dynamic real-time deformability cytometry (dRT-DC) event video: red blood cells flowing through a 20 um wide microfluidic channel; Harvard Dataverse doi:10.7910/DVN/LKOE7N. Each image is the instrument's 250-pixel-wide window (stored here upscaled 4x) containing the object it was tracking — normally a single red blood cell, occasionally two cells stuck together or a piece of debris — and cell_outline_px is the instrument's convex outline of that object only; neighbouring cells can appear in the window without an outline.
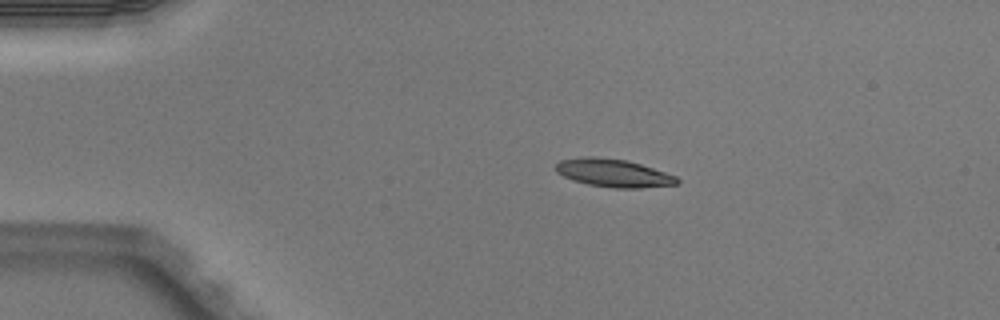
{"species": "Egyptian fruit bat (a non-hibernating species)", "species_latin": "Rousettus aegyptiacus", "temperature_condition": "warm", "stored_images_in_passage": 4, "camera_frame_rate_fps": 3000, "um_per_image_px": 0.085, "animal": {"sex": "male"}, "frame": {"image": 1, "passage_image": 1, "time_ms": 0.0, "image_size_px": [1000, 320], "cell_outline_px": [[680, 184], [640, 188], [612, 188], [588, 184], [572, 180], [556, 172], [556, 164], [560, 160], [580, 156], [592, 156], [628, 160], [676, 176], [680, 180]], "centroid_in_image_um": [52.13, 14.7], "position_along_channel_um": 32.9, "area_um2": 19.88}}
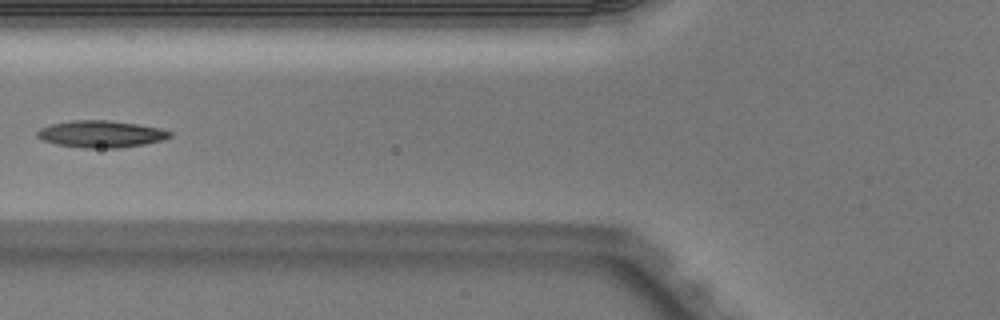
{"frame": {"image": 2, "passage_image": 3, "time_ms": 0.667, "image_size_px": [1000, 320], "cell_outline_px": [[172, 136], [164, 140], [144, 144], [116, 148], [84, 148], [56, 144], [44, 140], [36, 136], [36, 132], [40, 128], [52, 124], [72, 120], [108, 120], [136, 124], [160, 128], [172, 132]], "centroid_in_image_um": [8.59, 11.39], "position_along_channel_um": 117.2, "area_um2": 20.75}}
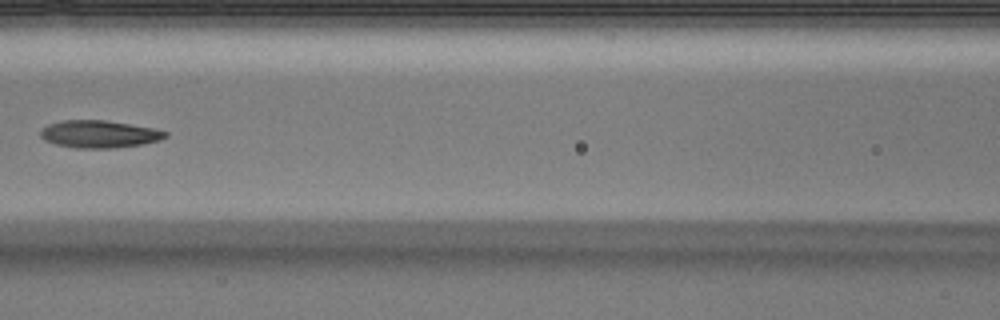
{"frame": {"image": 3, "passage_image": 4, "time_ms": 1.0, "image_size_px": [1000, 320], "cell_outline_px": [[168, 136], [160, 140], [144, 144], [112, 148], [76, 148], [56, 144], [44, 140], [40, 136], [40, 128], [48, 124], [64, 120], [104, 120], [152, 128], [168, 132]], "centroid_in_image_um": [8.41, 11.4], "position_along_channel_um": 158.2, "area_um2": 19.94}}